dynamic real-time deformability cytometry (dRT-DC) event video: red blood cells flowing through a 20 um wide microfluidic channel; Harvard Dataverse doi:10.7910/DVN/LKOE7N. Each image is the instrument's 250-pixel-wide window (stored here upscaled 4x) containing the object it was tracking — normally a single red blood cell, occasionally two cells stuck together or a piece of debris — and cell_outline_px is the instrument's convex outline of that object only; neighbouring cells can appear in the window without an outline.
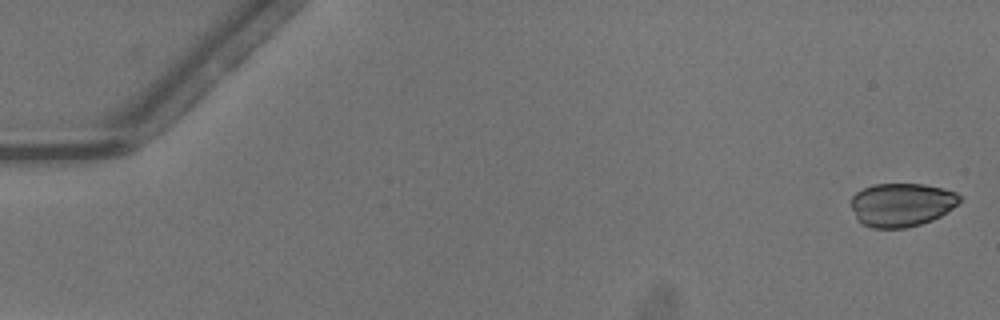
{"species": "common noctule bat (a hibernating species)", "species_latin": "Nyctalus noctula", "temperature_condition": "warm", "stored_images_in_passage": 39, "camera_frame_rate_fps": 3000, "um_per_image_px": 0.085, "animal": {"sex": "male", "body_mass_g": 13.3}, "frame": {"image": 1, "passage_image": 1, "time_ms": 0.0, "image_size_px": [1000, 320], "cell_outline_px": [[964, 200], [940, 216], [932, 220], [920, 224], [904, 228], [872, 228], [864, 224], [856, 216], [852, 208], [852, 196], [856, 192], [872, 184], [924, 184], [956, 192]], "centroid_in_image_um": [76.66, 17.39], "position_along_channel_um": 8.3, "area_um2": 27.4}}
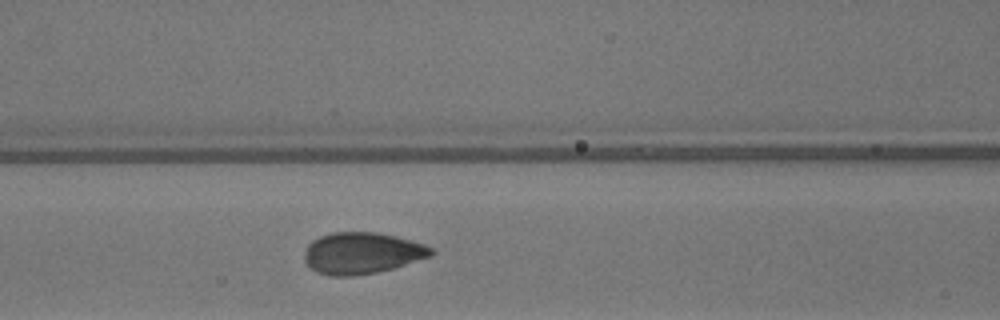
{"frame": {"image": 2, "passage_image": 22, "time_ms": 7.0, "image_size_px": [1000, 320], "cell_outline_px": [[436, 252], [432, 256], [392, 268], [376, 272], [352, 276], [332, 276], [316, 272], [304, 260], [304, 256], [308, 244], [312, 240], [320, 236], [332, 232], [376, 232], [396, 236], [424, 244], [432, 248]], "centroid_in_image_um": [30.77, 21.51], "position_along_channel_um": 135.8, "area_um2": 30.58}}
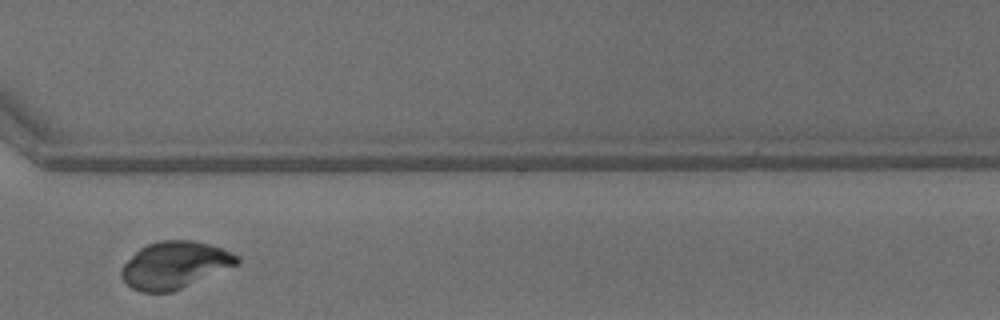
{"frame": {"image": 3, "passage_image": 38, "time_ms": 12.333, "image_size_px": [1000, 320], "cell_outline_px": [[240, 260], [236, 264], [172, 292], [140, 292], [132, 288], [120, 276], [120, 268], [140, 248], [148, 244], [160, 240], [192, 240], [208, 244], [232, 252], [240, 256]], "centroid_in_image_um": [14.81, 22.52], "position_along_channel_um": 355.8, "area_um2": 31.21}}